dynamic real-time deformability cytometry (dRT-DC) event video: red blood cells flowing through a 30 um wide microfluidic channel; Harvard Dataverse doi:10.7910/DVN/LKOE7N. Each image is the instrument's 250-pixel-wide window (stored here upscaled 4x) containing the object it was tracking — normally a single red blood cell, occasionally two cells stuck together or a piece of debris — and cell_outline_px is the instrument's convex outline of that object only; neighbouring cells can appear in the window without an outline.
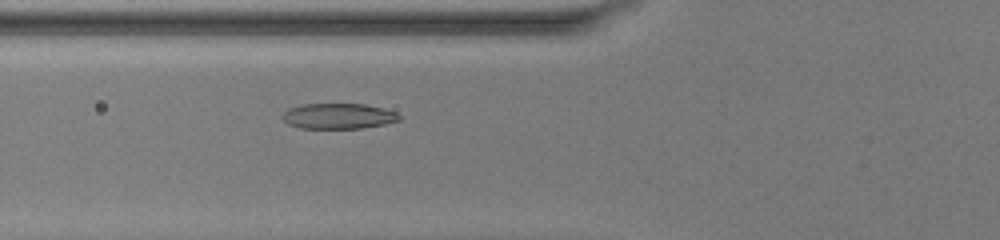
{"species": "common noctule bat (a hibernating species)", "species_latin": "Nyctalus noctula", "temperature_condition": "warm", "stored_images_in_passage": 43, "camera_frame_rate_fps": 3000, "um_per_image_px": 0.085, "animal": {"sex": "female", "body_mass_g": 20.0, "forearm_length_mm": 54.0}, "frame": {"image": 1, "passage_image": 12, "time_ms": 3.667, "image_size_px": [1000, 240], "cell_outline_px": [[400, 120], [384, 124], [364, 128], [300, 128], [288, 124], [280, 116], [288, 108], [304, 104], [364, 104], [396, 112], [400, 116]], "centroid_in_image_um": [28.73, 9.87], "position_along_channel_um": 97.1, "area_um2": 17.28}}
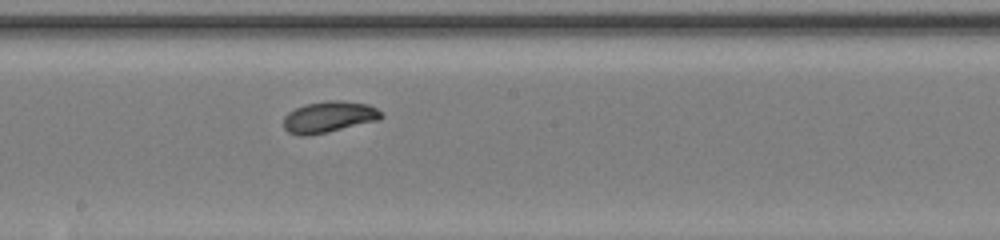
{"frame": {"image": 2, "passage_image": 21, "time_ms": 6.667, "image_size_px": [1000, 240], "cell_outline_px": [[384, 116], [380, 120], [328, 132], [308, 136], [300, 136], [288, 132], [284, 128], [284, 116], [288, 112], [304, 104], [328, 100], [340, 100], [368, 104], [376, 108]], "centroid_in_image_um": [27.95, 9.94], "position_along_channel_um": 220.2, "area_um2": 17.98}}
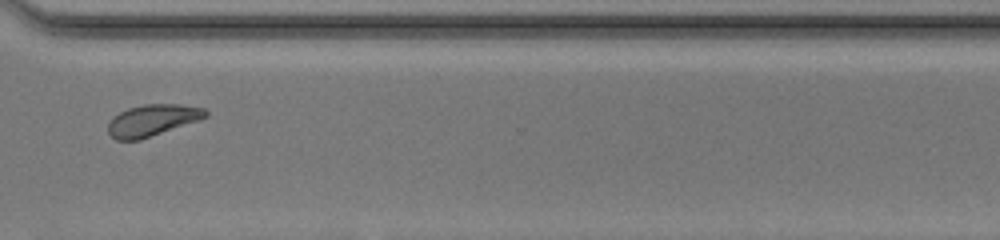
{"frame": {"image": 3, "passage_image": 31, "time_ms": 10.0, "image_size_px": [1000, 240], "cell_outline_px": [[208, 116], [200, 120], [140, 140], [116, 140], [108, 132], [108, 124], [112, 116], [128, 108], [144, 104], [180, 104], [204, 108], [208, 112]], "centroid_in_image_um": [12.96, 10.22], "position_along_channel_um": 357.6, "area_um2": 18.03}, "authors_computed_cell_mechanics": {"area_um2": 18.2648, "velocity_mm_per_s": 4.1148, "shape_relaxation_time_tau1_ms": 1.6062, "shape_relaxation_time_tau2_ms": 2.662, "deformation_change_tau1": 0.111, "deformation_change_tau2": 0.0739}}